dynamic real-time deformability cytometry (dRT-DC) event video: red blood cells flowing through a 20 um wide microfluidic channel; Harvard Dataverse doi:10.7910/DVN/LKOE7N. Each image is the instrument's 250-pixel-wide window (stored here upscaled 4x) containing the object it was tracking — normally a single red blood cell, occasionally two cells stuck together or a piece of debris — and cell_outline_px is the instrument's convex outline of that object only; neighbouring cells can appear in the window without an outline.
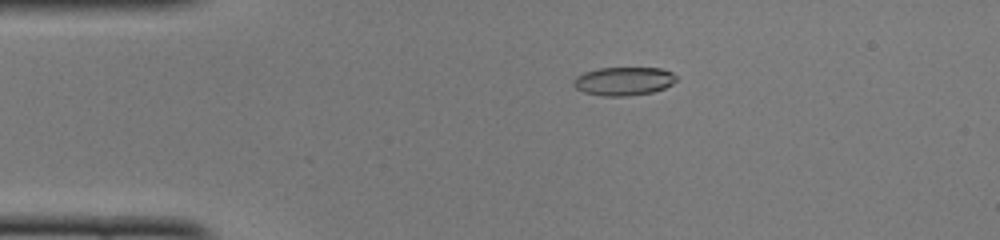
{"species": "common noctule bat (a hibernating species)", "species_latin": "Nyctalus noctula", "temperature_condition": "cold", "stored_images_in_passage": 48, "camera_frame_rate_fps": 3000, "um_per_image_px": 0.085, "animal": {"sex": "female", "body_mass_g": 22.0, "forearm_length_mm": 56.7}, "frame": {"image": 1, "passage_image": 8, "time_ms": 2.333, "image_size_px": [1000, 240], "cell_outline_px": [[676, 80], [672, 84], [664, 88], [652, 92], [628, 96], [604, 96], [584, 92], [576, 88], [572, 84], [572, 80], [576, 76], [584, 72], [596, 68], [660, 68], [672, 72], [676, 76]], "centroid_in_image_um": [52.98, 6.89], "position_along_channel_um": 32.0, "area_um2": 17.11}}
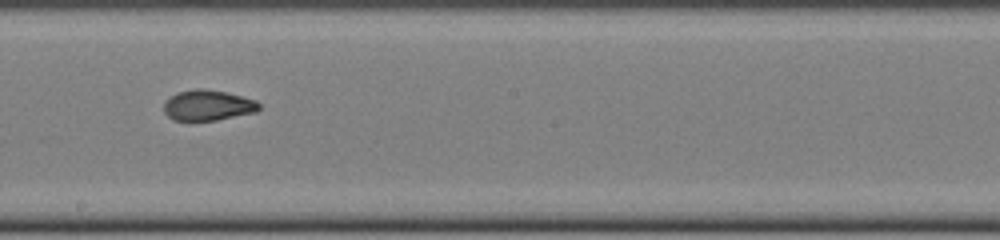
{"frame": {"image": 2, "passage_image": 26, "time_ms": 8.333, "image_size_px": [1000, 240], "cell_outline_px": [[260, 108], [256, 112], [216, 120], [172, 120], [164, 112], [164, 100], [180, 92], [196, 88], [204, 88], [228, 92], [256, 100], [260, 104]], "centroid_in_image_um": [17.68, 8.94], "position_along_channel_um": 230.5, "area_um2": 16.99}}
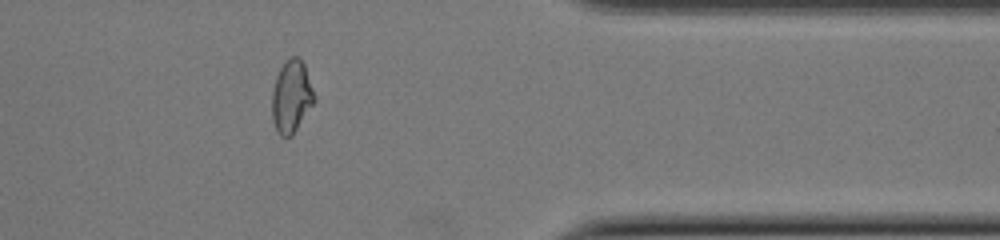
{"frame": {"image": 3, "passage_image": 39, "time_ms": 12.667, "image_size_px": [1000, 240], "cell_outline_px": [[316, 100], [292, 136], [280, 136], [272, 120], [272, 92], [276, 76], [284, 60], [288, 56], [300, 56], [304, 64]], "centroid_in_image_um": [24.76, 8.17], "position_along_channel_um": 386.6, "area_um2": 17.92}, "authors_computed_cell_mechanics": {"area_um2": 17.5423, "velocity_mm_per_s": 4.0043, "shape_relaxation_time_tau1_ms": 9.9136, "shape_relaxation_time_tau2_ms": 1.6924, "deformation_change_tau1": 0.2942, "deformation_change_tau2": 0.0639}}